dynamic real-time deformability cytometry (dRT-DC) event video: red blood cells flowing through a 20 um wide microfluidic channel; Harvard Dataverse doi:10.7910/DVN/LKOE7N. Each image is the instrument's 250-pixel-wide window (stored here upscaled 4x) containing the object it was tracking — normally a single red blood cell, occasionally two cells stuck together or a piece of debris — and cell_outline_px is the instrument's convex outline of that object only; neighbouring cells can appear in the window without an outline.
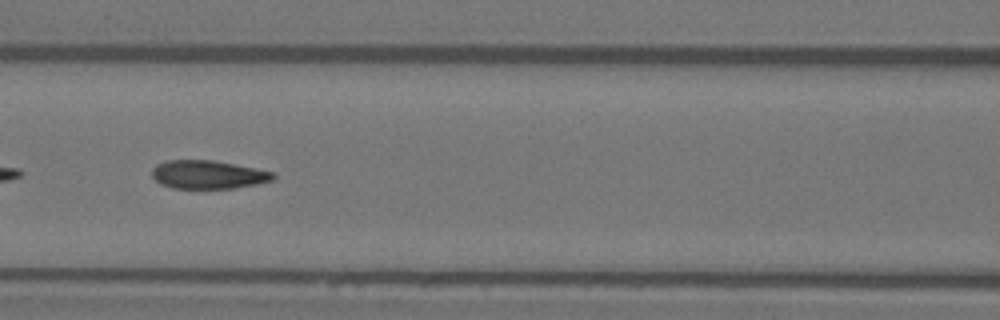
{"species": "Egyptian fruit bat (a non-hibernating species)", "species_latin": "Rousettus aegyptiacus", "temperature_condition": "warm", "stored_images_in_passage": 50, "camera_frame_rate_fps": 3000, "um_per_image_px": 0.085, "animal": {"sex": "female"}, "frame": {"image": 1, "passage_image": 22, "time_ms": 7.0, "image_size_px": [1000, 320], "cell_outline_px": [[276, 176], [272, 180], [256, 184], [232, 188], [172, 188], [160, 184], [152, 176], [152, 168], [156, 164], [168, 160], [212, 160], [272, 172]], "centroid_in_image_um": [17.62, 14.84], "position_along_channel_um": 149.0, "area_um2": 19.77}}
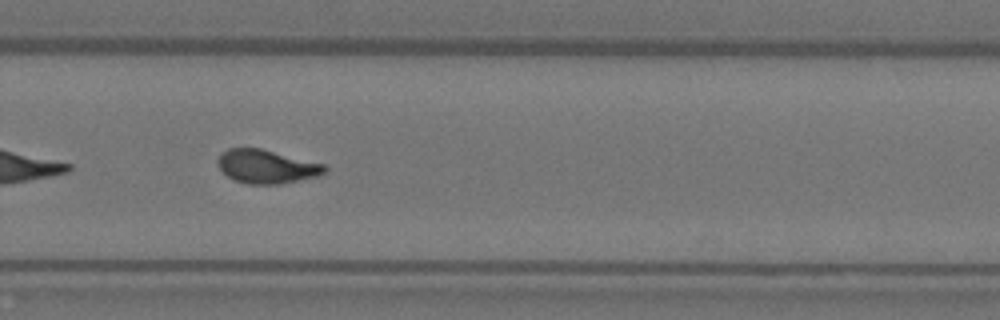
{"frame": {"image": 2, "passage_image": 34, "time_ms": 11.0, "image_size_px": [1000, 320], "cell_outline_px": [[328, 172], [320, 176], [280, 184], [248, 184], [232, 180], [216, 164], [216, 160], [220, 152], [228, 148], [260, 148], [324, 164], [328, 168]], "centroid_in_image_um": [22.65, 14.16], "position_along_channel_um": 307.1, "area_um2": 21.21}}
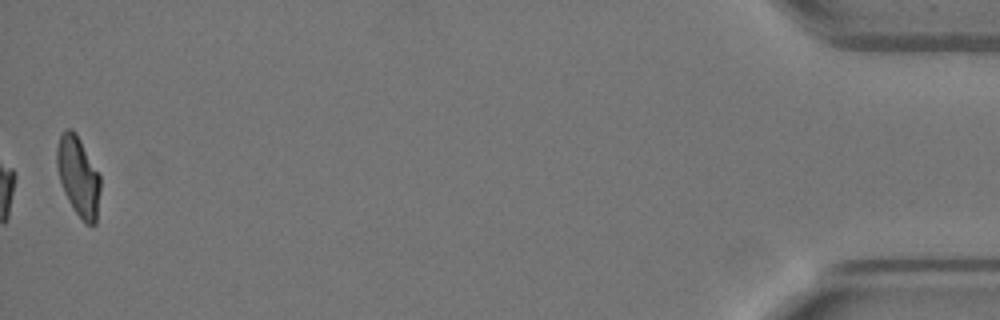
{"frame": {"image": 3, "passage_image": 50, "time_ms": 16.333, "image_size_px": [1000, 320], "cell_outline_px": [[100, 188], [96, 224], [84, 224], [68, 200], [64, 192], [60, 180], [56, 164], [56, 148], [60, 136], [64, 128], [72, 128], [76, 132], [100, 176]], "centroid_in_image_um": [6.64, 14.97], "position_along_channel_um": 428.6, "area_um2": 20.11}, "authors_computed_cell_mechanics": {"area_um2": 21.1548, "velocity_mm_per_s": 3.9777, "shape_relaxation_time_tau1_ms": 7.3604, "shape_relaxation_time_tau2_ms": 1.1372, "deformation_change_tau1": 0.2261, "deformation_change_tau2": 0.076}}